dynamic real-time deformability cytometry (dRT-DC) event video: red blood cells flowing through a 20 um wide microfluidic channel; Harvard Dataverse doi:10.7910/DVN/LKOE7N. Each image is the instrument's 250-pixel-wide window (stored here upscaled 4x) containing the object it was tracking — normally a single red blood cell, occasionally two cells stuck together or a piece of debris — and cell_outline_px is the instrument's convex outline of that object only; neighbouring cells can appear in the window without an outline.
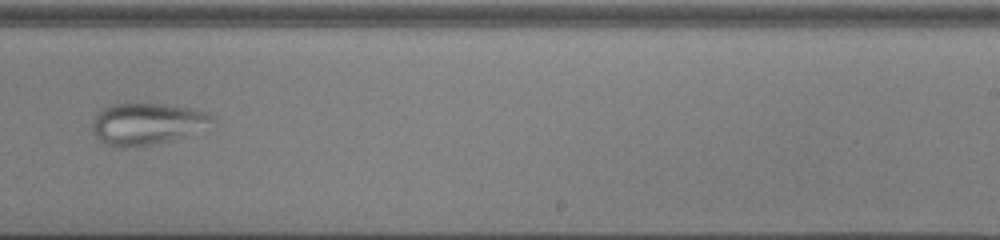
{"species": "common noctule bat (a hibernating species)", "species_latin": "Nyctalus noctula", "temperature_condition": "cold", "stored_images_in_passage": 53, "camera_frame_rate_fps": 3000, "um_per_image_px": 0.085, "animal": {"sex": "male", "body_mass_g": 13.0, "forearm_length_mm": 53.1}, "frame": {"image": 1, "passage_image": 35, "time_ms": 11.333, "image_size_px": [1000, 240], "cell_outline_px": [[212, 120], [184, 136], [172, 140], [152, 144], [124, 148], [116, 148], [104, 144], [92, 132], [92, 124], [96, 112], [100, 108], [112, 104], [164, 104], [192, 108], [208, 112], [212, 116]], "centroid_in_image_um": [12.36, 10.52], "position_along_channel_um": 276.6, "area_um2": 28.78}}
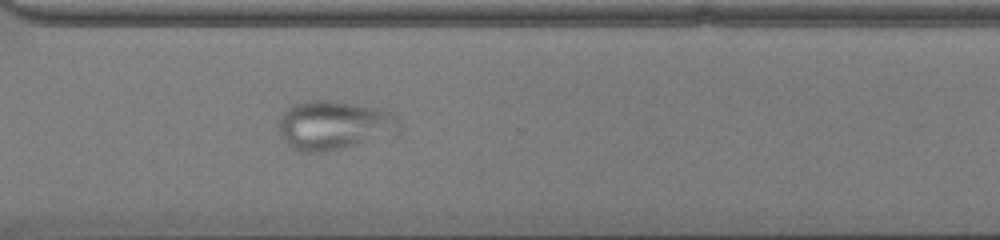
{"frame": {"image": 2, "passage_image": 40, "time_ms": 13.0, "image_size_px": [1000, 240], "cell_outline_px": [[404, 128], [396, 132], [344, 148], [324, 152], [300, 152], [292, 148], [280, 136], [280, 116], [288, 108], [304, 100], [336, 100], [392, 112], [400, 120]], "centroid_in_image_um": [28.39, 10.64], "position_along_channel_um": 342.2, "area_um2": 34.33}}
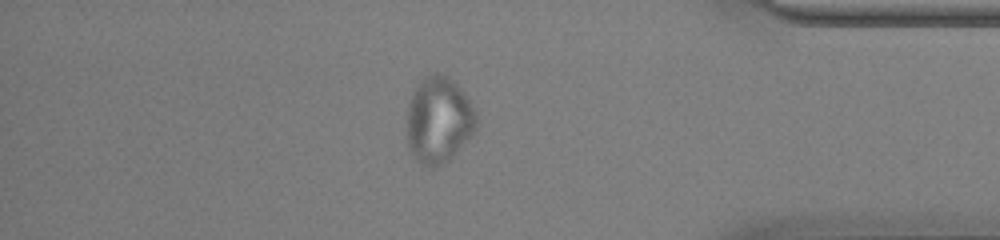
{"frame": {"image": 3, "passage_image": 46, "time_ms": 15.0, "image_size_px": [1000, 240], "cell_outline_px": [[476, 128], [448, 160], [444, 164], [432, 168], [428, 168], [416, 160], [412, 156], [408, 148], [408, 104], [412, 88], [424, 76], [436, 72], [448, 76], [464, 92], [476, 112]], "centroid_in_image_um": [37.25, 10.18], "position_along_channel_um": 398.0, "area_um2": 34.97}}